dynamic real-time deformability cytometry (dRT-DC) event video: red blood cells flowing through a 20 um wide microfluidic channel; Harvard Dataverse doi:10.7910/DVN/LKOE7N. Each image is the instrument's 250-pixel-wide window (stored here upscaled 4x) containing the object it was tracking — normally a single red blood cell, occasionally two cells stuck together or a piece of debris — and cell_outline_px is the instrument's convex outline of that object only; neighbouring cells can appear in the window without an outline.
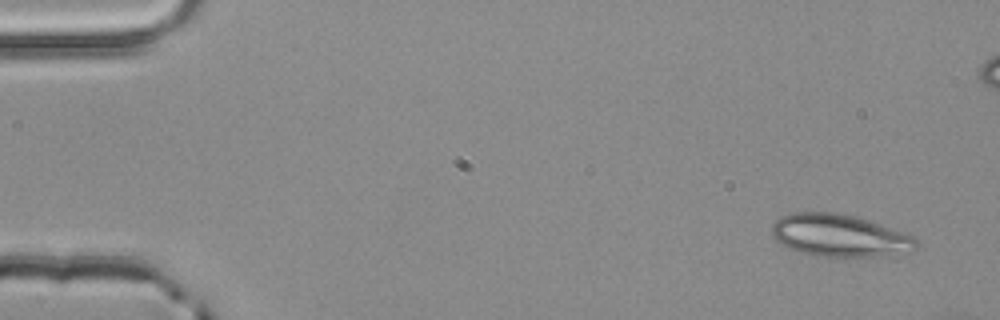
{"species": "common noctule bat (a hibernating species)", "species_latin": "Nyctalus noctula", "temperature_condition": "room temperature", "stored_images_in_passage": 3, "camera_frame_rate_fps": 3000, "um_per_image_px": 0.085, "animal": {"sex": "male", "body_mass_g": 20.4}, "frame": {"image": 1, "passage_image": 1, "time_ms": 0.0, "image_size_px": [1000, 320], "cell_outline_px": [[916, 248], [912, 252], [884, 256], [824, 256], [804, 252], [792, 248], [776, 240], [772, 236], [772, 224], [780, 216], [792, 212], [832, 212], [852, 216], [868, 220], [912, 236], [916, 240]], "centroid_in_image_um": [71.36, 20.01], "position_along_channel_um": 13.6, "area_um2": 35.03}}